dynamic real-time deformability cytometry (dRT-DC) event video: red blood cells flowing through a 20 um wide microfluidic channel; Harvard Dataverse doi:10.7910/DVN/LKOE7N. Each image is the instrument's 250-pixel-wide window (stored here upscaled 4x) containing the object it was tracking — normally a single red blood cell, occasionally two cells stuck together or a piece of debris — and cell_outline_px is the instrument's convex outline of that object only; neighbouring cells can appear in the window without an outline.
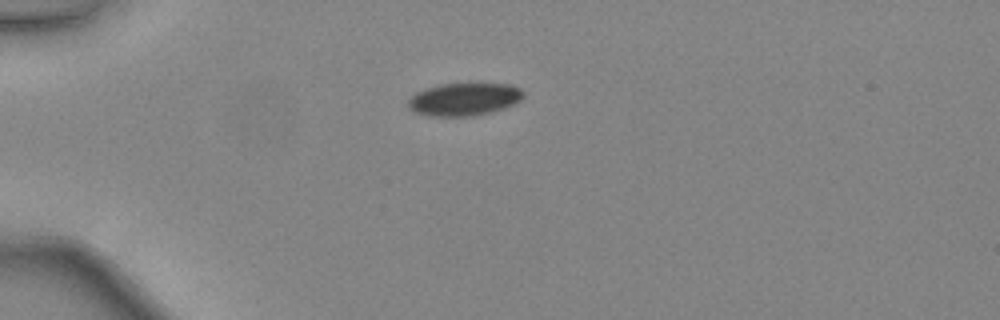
{"species": "common noctule bat (a hibernating species)", "species_latin": "Nyctalus noctula", "temperature_condition": "warm", "stored_images_in_passage": 35, "camera_frame_rate_fps": 3000, "um_per_image_px": 0.085, "animal": {"sex": "female", "body_mass_g": 24.6, "forearm_length_mm": 56.2}, "frame": {"image": 1, "passage_image": 1, "time_ms": 0.0, "image_size_px": [1000, 320], "cell_outline_px": [[524, 96], [516, 104], [492, 112], [468, 116], [432, 116], [416, 112], [408, 108], [408, 100], [416, 92], [428, 88], [444, 84], [508, 84], [520, 88], [524, 92]], "centroid_in_image_um": [39.48, 8.44], "position_along_channel_um": 45.5, "area_um2": 21.79}}
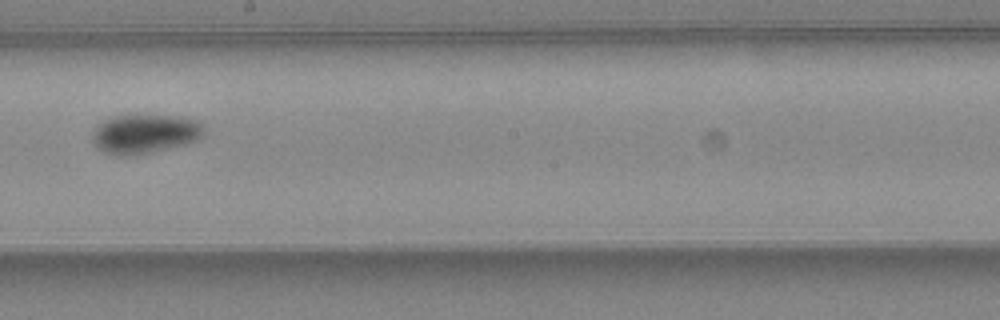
{"frame": {"image": 2, "passage_image": 16, "time_ms": 5.0, "image_size_px": [1000, 320], "cell_outline_px": [[204, 132], [196, 140], [184, 144], [148, 152], [124, 156], [116, 156], [104, 152], [96, 148], [92, 140], [92, 132], [104, 120], [116, 116], [184, 116], [196, 120], [204, 128]], "centroid_in_image_um": [12.27, 11.38], "position_along_channel_um": 235.9, "area_um2": 25.03}}
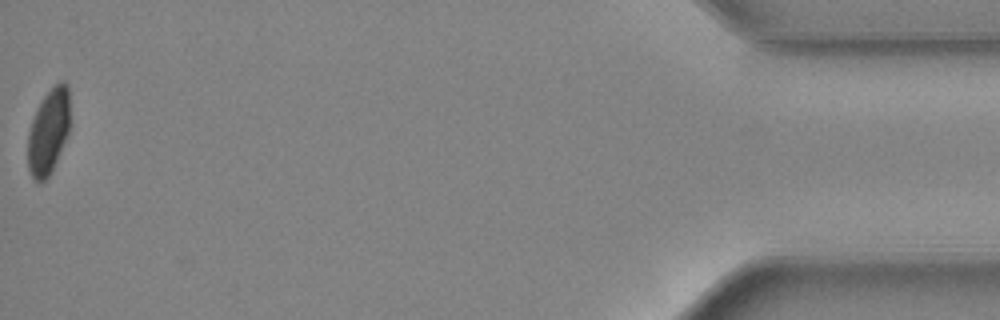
{"frame": {"image": 3, "passage_image": 35, "time_ms": 11.333, "image_size_px": [1000, 320], "cell_outline_px": [[68, 132], [52, 172], [44, 180], [36, 180], [32, 176], [28, 168], [28, 132], [36, 108], [44, 96], [60, 80], [64, 80], [68, 84]], "centroid_in_image_um": [4.1, 11.17], "position_along_channel_um": 431.1, "area_um2": 20.58}, "authors_computed_cell_mechanics": {"area_um2": 23.6402, "velocity_mm_per_s": 4.4594, "shape_relaxation_time_tau1_ms": 5.5965, "shape_relaxation_time_tau2_ms": null, "deformation_change_tau1": 0.1262, "deformation_change_tau2": null}}